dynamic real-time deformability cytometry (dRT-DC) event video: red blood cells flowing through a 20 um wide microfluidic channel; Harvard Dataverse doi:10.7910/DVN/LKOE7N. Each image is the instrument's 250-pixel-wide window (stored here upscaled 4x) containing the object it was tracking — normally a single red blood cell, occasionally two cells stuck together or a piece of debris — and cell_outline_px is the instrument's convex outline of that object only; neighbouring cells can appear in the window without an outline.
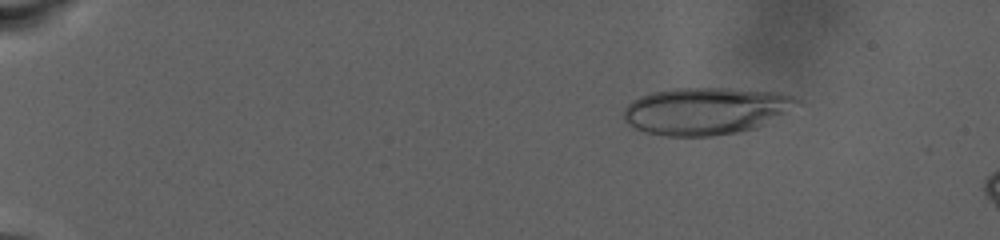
{"species": "human", "species_latin": "Homo sapiens", "temperature_condition": "warm", "stored_images_in_passage": 28, "camera_frame_rate_fps": 3000, "um_per_image_px": 0.085, "donor": {"sex": "male"}, "frame": {"image": 1, "passage_image": 13, "time_ms": 4.0, "image_size_px": [1000, 240], "cell_outline_px": [[800, 100], [784, 112], [752, 128], [736, 132], [712, 136], [668, 136], [648, 132], [636, 128], [628, 124], [624, 120], [624, 108], [632, 100], [640, 96], [652, 92], [672, 88], [728, 88], [772, 92], [792, 96]], "centroid_in_image_um": [59.87, 9.41], "position_along_channel_um": 25.1, "area_um2": 46.64}}